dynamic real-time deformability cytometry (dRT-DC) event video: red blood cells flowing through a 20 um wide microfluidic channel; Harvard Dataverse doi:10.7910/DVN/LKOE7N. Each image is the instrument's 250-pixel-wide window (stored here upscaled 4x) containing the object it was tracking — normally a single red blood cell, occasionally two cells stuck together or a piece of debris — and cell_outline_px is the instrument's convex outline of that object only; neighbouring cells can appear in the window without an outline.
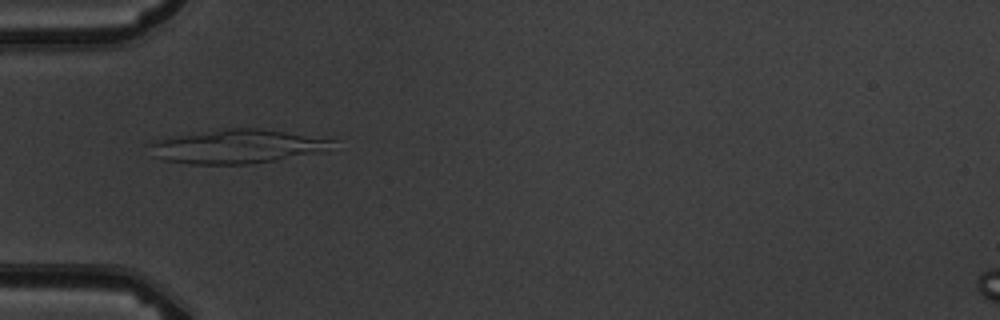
{"species": "common noctule bat (a hibernating species)", "species_latin": "Nyctalus noctula", "temperature_condition": "warm", "stored_images_in_passage": 7, "camera_frame_rate_fps": 3000, "um_per_image_px": 0.085, "animal": {"sex": "male", "body_mass_g": 19.5, "forearm_length_mm": 54.6}, "frame": {"image": 1, "passage_image": 5, "time_ms": 4.667, "image_size_px": [1000, 320], "cell_outline_px": [[336, 140], [324, 152], [252, 164], [192, 164], [164, 160], [152, 156], [144, 144], [152, 140], [224, 128], [260, 128]], "centroid_in_image_um": [20.07, 12.45], "position_along_channel_um": 64.9, "area_um2": 36.3}}
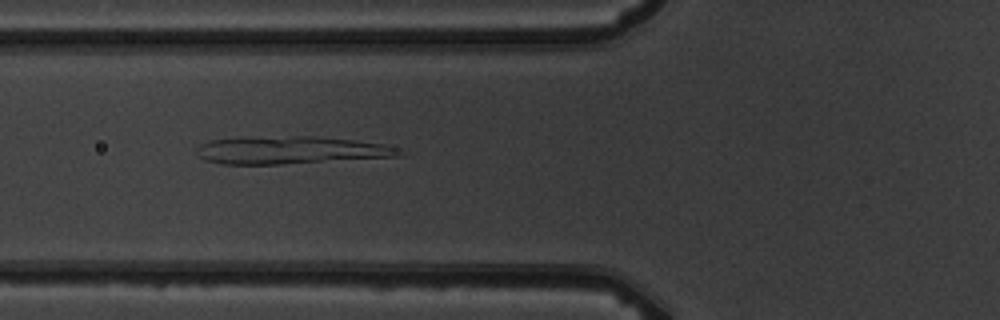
{"frame": {"image": 2, "passage_image": 6, "time_ms": 5.667, "image_size_px": [1000, 320], "cell_outline_px": [[404, 152], [400, 156], [280, 164], [220, 164], [204, 160], [196, 156], [196, 148], [200, 144], [208, 140], [236, 136], [312, 136], [352, 140], [384, 144], [396, 148]], "centroid_in_image_um": [24.56, 12.75], "position_along_channel_um": 101.2, "area_um2": 33.06}}